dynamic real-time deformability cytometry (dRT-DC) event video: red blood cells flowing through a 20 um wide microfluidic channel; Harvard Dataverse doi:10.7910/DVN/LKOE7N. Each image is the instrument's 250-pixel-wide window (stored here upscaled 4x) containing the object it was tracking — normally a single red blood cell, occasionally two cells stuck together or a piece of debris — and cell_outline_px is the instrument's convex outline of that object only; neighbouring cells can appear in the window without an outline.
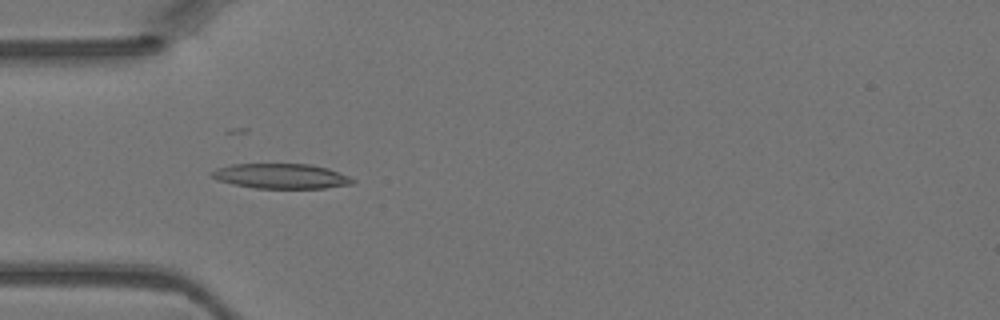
{"species": "Egyptian fruit bat (a non-hibernating species)", "species_latin": "Rousettus aegyptiacus", "temperature_condition": "warm", "stored_images_in_passage": 39, "camera_frame_rate_fps": 3000, "um_per_image_px": 0.085, "animal": {"sex": "female"}, "frame": {"image": 1, "passage_image": 7, "time_ms": 2.0, "image_size_px": [1000, 320], "cell_outline_px": [[356, 180], [352, 184], [324, 188], [256, 188], [232, 184], [216, 180], [208, 172], [216, 168], [232, 164], [308, 164], [328, 168], [348, 176]], "centroid_in_image_um": [23.85, 14.97], "position_along_channel_um": 61.2, "area_um2": 20.52}}
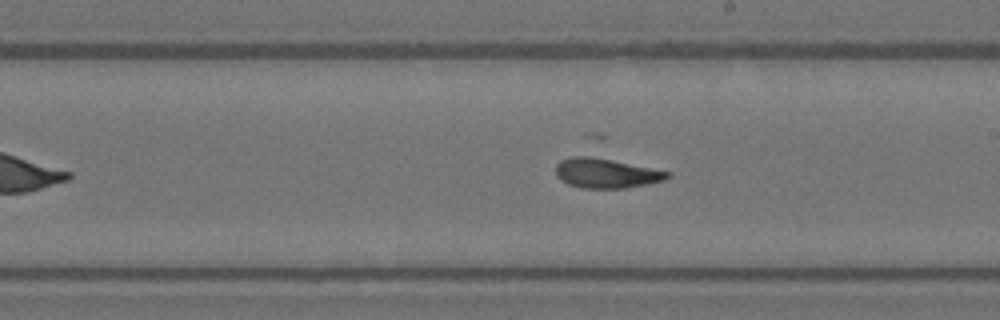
{"frame": {"image": 2, "passage_image": 19, "time_ms": 6.0, "image_size_px": [1000, 320], "cell_outline_px": [[672, 176], [664, 180], [624, 188], [580, 188], [568, 184], [560, 180], [556, 176], [556, 164], [560, 160], [572, 156], [588, 156], [612, 160], [672, 172]], "centroid_in_image_um": [51.49, 14.72], "position_along_channel_um": 237.5, "area_um2": 19.25}}
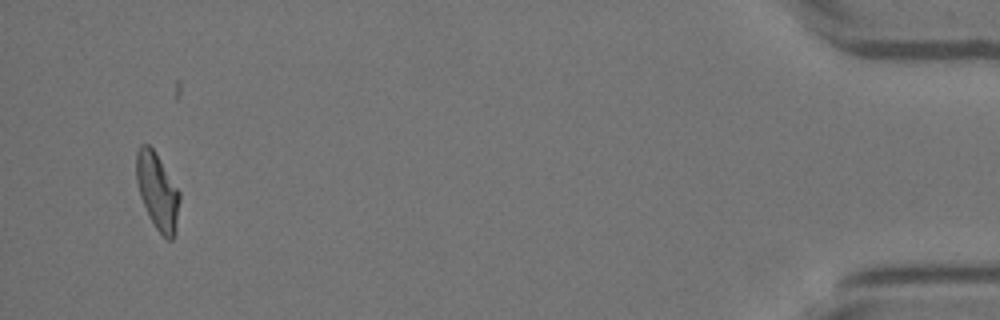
{"frame": {"image": 3, "passage_image": 37, "time_ms": 12.0, "image_size_px": [1000, 320], "cell_outline_px": [[180, 200], [176, 232], [172, 240], [168, 240], [156, 228], [140, 196], [136, 180], [136, 152], [140, 144], [148, 144], [152, 148], [180, 192]], "centroid_in_image_um": [13.39, 16.26], "position_along_channel_um": 421.8, "area_um2": 19.02}}